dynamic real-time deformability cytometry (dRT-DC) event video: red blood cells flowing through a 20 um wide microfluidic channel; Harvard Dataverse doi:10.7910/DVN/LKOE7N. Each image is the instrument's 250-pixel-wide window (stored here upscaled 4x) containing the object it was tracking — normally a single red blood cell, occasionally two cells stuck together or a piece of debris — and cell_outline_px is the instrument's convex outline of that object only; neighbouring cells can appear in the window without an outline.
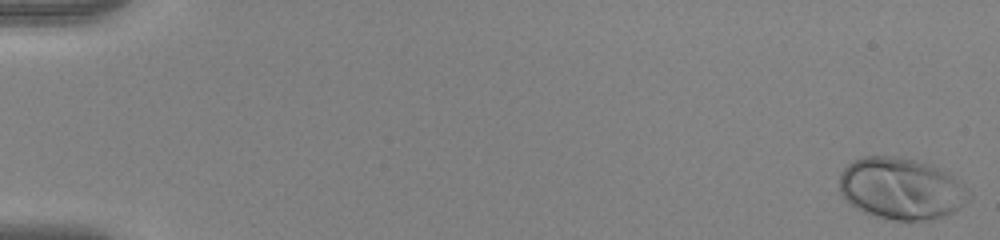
{"species": "human", "species_latin": "Homo sapiens", "temperature_condition": "warm", "stored_images_in_passage": 53, "camera_frame_rate_fps": 3000, "um_per_image_px": 0.085, "donor": {"sex": "female"}, "frame": {"image": 1, "passage_image": 1, "time_ms": 0.0, "image_size_px": [1000, 240], "cell_outline_px": [[972, 196], [964, 204], [952, 212], [944, 216], [932, 220], [892, 220], [872, 216], [848, 204], [840, 192], [840, 176], [844, 168], [852, 160], [864, 156], [896, 156], [920, 160], [932, 164], [948, 172], [968, 188]], "centroid_in_image_um": [76.61, 16.02], "position_along_channel_um": 8.4, "area_um2": 47.16}}
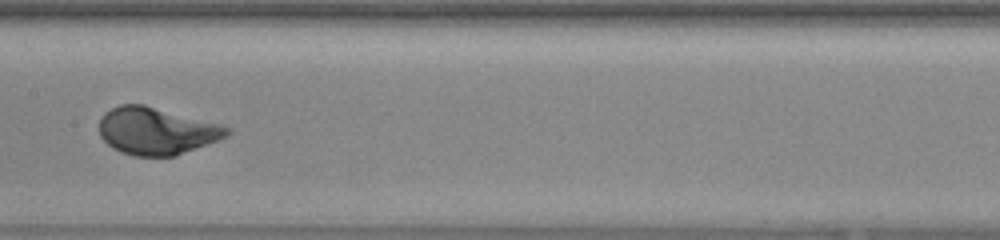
{"frame": {"image": 2, "passage_image": 29, "time_ms": 9.333, "image_size_px": [1000, 240], "cell_outline_px": [[232, 132], [228, 136], [176, 156], [136, 156], [120, 152], [112, 148], [100, 136], [100, 120], [104, 112], [120, 104], [144, 104], [220, 124], [232, 128]], "centroid_in_image_um": [13.31, 11.13], "position_along_channel_um": 194.1, "area_um2": 35.2}}
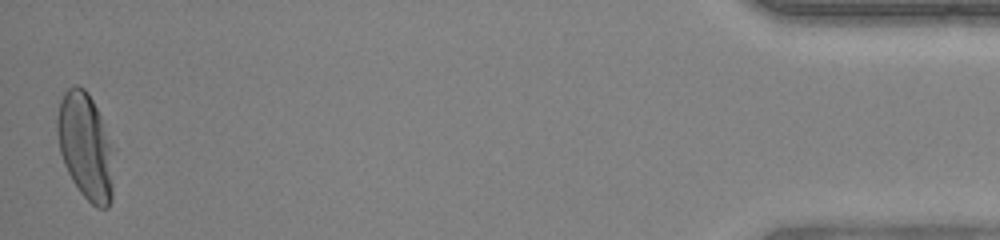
{"frame": {"image": 3, "passage_image": 53, "time_ms": 17.333, "image_size_px": [1000, 240], "cell_outline_px": [[112, 200], [108, 208], [96, 208], [80, 192], [72, 180], [64, 164], [60, 152], [56, 132], [56, 116], [60, 100], [64, 92], [68, 88], [76, 84], [84, 88], [88, 92], [100, 116], [108, 144], [112, 184]], "centroid_in_image_um": [7.19, 12.42], "position_along_channel_um": 428.0, "area_um2": 34.1}, "authors_computed_cell_mechanics": {"area_um2": 35.0846, "velocity_mm_per_s": 3.9326, "shape_relaxation_time_tau1_ms": 2.3138, "shape_relaxation_time_tau2_ms": null, "deformation_change_tau1": 0.1633, "deformation_change_tau2": null}}